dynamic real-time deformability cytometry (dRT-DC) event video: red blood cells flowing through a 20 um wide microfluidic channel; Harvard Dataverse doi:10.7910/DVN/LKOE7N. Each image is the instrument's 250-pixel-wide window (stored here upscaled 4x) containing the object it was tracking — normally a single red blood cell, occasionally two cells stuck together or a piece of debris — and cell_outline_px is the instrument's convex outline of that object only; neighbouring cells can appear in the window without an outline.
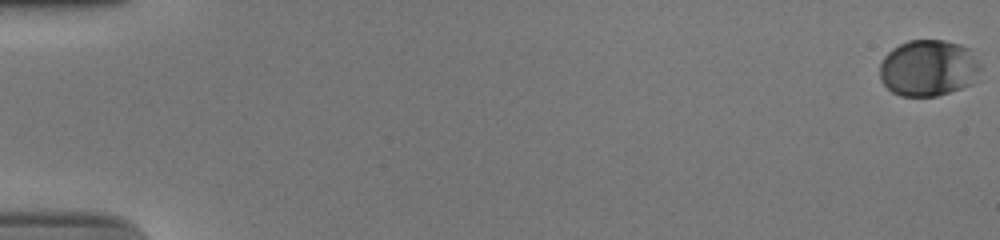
{"species": "human", "species_latin": "Homo sapiens", "temperature_condition": "cold", "stored_images_in_passage": 55, "camera_frame_rate_fps": 3000, "um_per_image_px": 0.085, "donor": {"sex": "male"}, "frame": {"image": 1, "passage_image": 1, "time_ms": 0.0, "image_size_px": [1000, 240], "cell_outline_px": [[980, 80], [972, 84], [936, 96], [900, 96], [892, 92], [884, 84], [880, 76], [880, 64], [884, 56], [888, 52], [900, 44], [908, 40], [944, 40], [956, 44], [964, 48], [980, 64]], "centroid_in_image_um": [78.9, 5.81], "position_along_channel_um": 6.1, "area_um2": 32.89}}
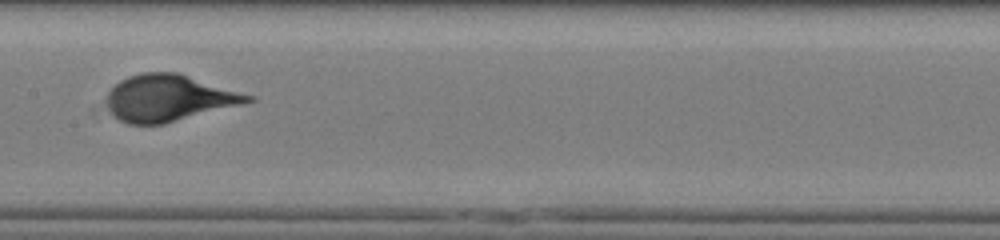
{"frame": {"image": 2, "passage_image": 30, "time_ms": 9.667, "image_size_px": [1000, 240], "cell_outline_px": [[256, 100], [164, 124], [128, 124], [112, 116], [108, 108], [108, 92], [120, 80], [128, 76], [144, 72], [176, 72], [256, 96]], "centroid_in_image_um": [14.35, 8.33], "position_along_channel_um": 193.1, "area_um2": 38.09}}
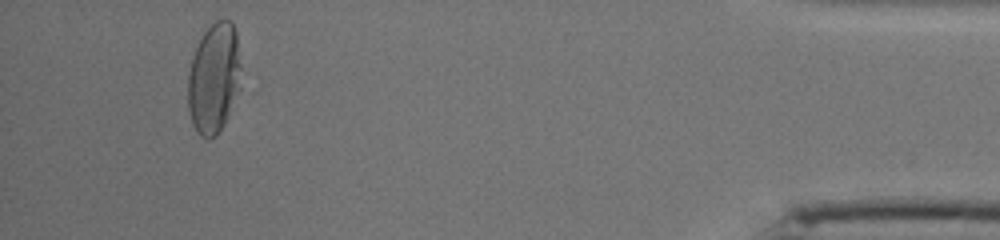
{"frame": {"image": 3, "passage_image": 52, "time_ms": 17.0, "image_size_px": [1000, 240], "cell_outline_px": [[240, 88], [228, 116], [216, 136], [208, 140], [200, 136], [196, 132], [192, 124], [188, 108], [188, 72], [192, 56], [204, 32], [216, 20], [224, 16], [232, 20], [236, 28], [240, 64]], "centroid_in_image_um": [18.19, 6.63], "position_along_channel_um": 417.0, "area_um2": 34.62}}